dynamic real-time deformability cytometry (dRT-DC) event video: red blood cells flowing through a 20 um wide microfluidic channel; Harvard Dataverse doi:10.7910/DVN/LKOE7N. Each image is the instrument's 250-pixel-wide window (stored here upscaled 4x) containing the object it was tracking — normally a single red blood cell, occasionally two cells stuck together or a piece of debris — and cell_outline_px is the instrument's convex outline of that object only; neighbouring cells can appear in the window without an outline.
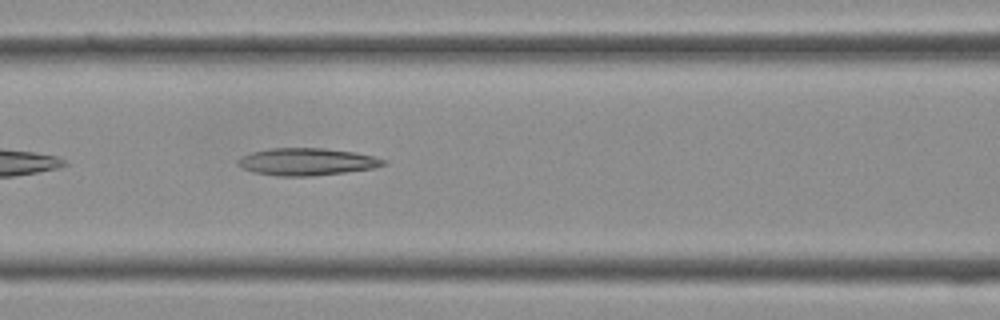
{"species": "Egyptian fruit bat (a non-hibernating species)", "species_latin": "Rousettus aegyptiacus", "temperature_condition": "cold", "stored_images_in_passage": 22, "camera_frame_rate_fps": 3000, "um_per_image_px": 0.085, "frame": {"image": 1, "passage_image": 16, "time_ms": 5.0, "image_size_px": [1000, 320], "cell_outline_px": [[388, 164], [372, 168], [344, 172], [312, 176], [276, 176], [252, 172], [236, 164], [236, 160], [252, 152], [272, 148], [324, 148], [356, 152], [388, 160]], "centroid_in_image_um": [26.09, 13.75], "position_along_channel_um": 140.5, "area_um2": 23.12}}
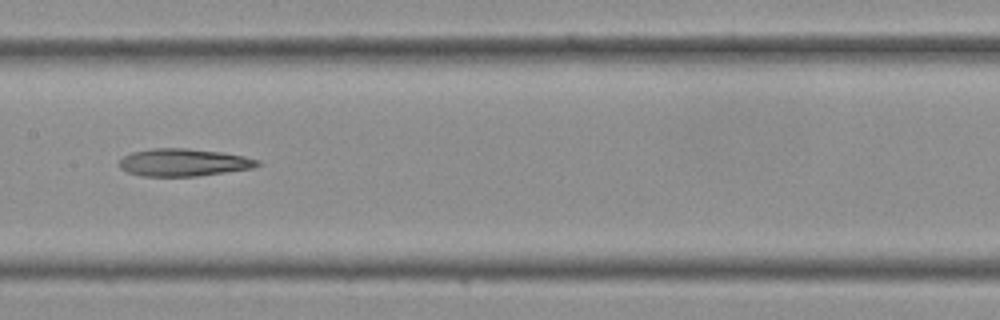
{"frame": {"image": 2, "passage_image": 19, "time_ms": 6.0, "image_size_px": [1000, 320], "cell_outline_px": [[260, 164], [252, 168], [196, 176], [140, 176], [128, 172], [120, 168], [120, 160], [124, 156], [132, 152], [152, 148], [188, 148], [224, 152], [244, 156], [260, 160]], "centroid_in_image_um": [15.6, 13.8], "position_along_channel_um": 191.8, "area_um2": 22.14}}